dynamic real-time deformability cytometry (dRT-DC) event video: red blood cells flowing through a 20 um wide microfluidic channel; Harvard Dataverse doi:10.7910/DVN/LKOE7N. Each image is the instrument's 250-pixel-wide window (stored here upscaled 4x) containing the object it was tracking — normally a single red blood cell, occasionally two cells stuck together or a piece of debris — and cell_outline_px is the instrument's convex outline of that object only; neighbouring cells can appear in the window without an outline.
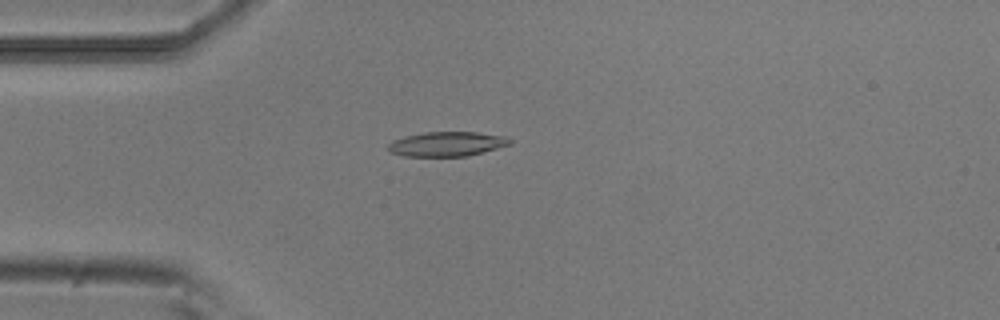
{"species": "common noctule bat (a hibernating species)", "species_latin": "Nyctalus noctula", "temperature_condition": "room temperature", "stored_images_in_passage": 39, "camera_frame_rate_fps": 3000, "um_per_image_px": 0.085, "animal": {"sex": "male", "body_mass_g": 20.5, "forearm_length_mm": 52.5}, "frame": {"image": 1, "passage_image": 14, "time_ms": 4.333, "image_size_px": [1000, 320], "cell_outline_px": [[512, 144], [468, 156], [404, 156], [392, 152], [388, 148], [388, 144], [392, 140], [404, 136], [424, 132], [476, 132], [508, 136], [512, 140]], "centroid_in_image_um": [38.02, 12.23], "position_along_channel_um": 47.0, "area_um2": 17.51}}
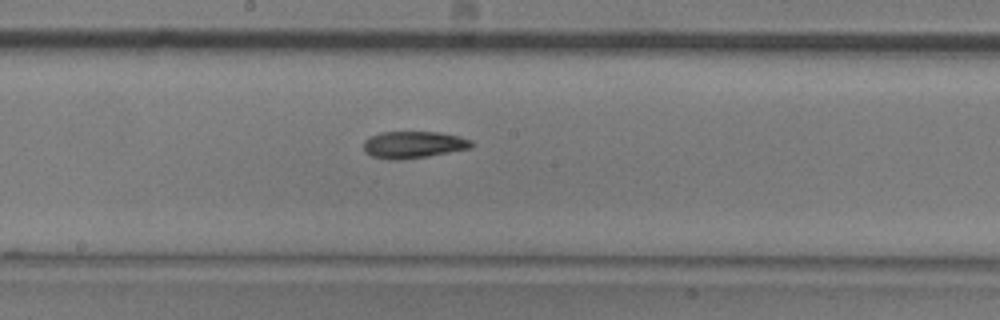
{"frame": {"image": 2, "passage_image": 28, "time_ms": 9.0, "image_size_px": [1000, 320], "cell_outline_px": [[472, 144], [468, 148], [428, 156], [396, 160], [388, 160], [372, 156], [364, 152], [364, 140], [368, 136], [380, 132], [440, 132], [460, 136], [472, 140]], "centroid_in_image_um": [35.08, 12.29], "position_along_channel_um": 213.1, "area_um2": 16.94}}
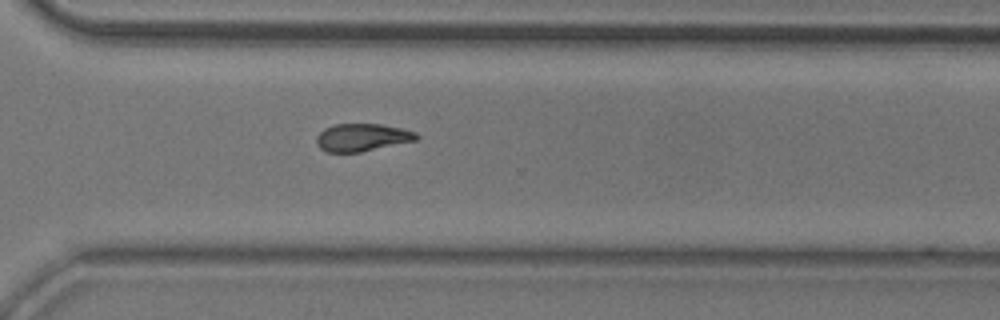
{"frame": {"image": 3, "passage_image": 38, "time_ms": 12.333, "image_size_px": [1000, 320], "cell_outline_px": [[420, 136], [416, 140], [360, 152], [324, 152], [316, 144], [316, 136], [324, 128], [332, 124], [380, 124], [400, 128], [416, 132]], "centroid_in_image_um": [30.74, 11.68], "position_along_channel_um": 339.9, "area_um2": 16.13}}